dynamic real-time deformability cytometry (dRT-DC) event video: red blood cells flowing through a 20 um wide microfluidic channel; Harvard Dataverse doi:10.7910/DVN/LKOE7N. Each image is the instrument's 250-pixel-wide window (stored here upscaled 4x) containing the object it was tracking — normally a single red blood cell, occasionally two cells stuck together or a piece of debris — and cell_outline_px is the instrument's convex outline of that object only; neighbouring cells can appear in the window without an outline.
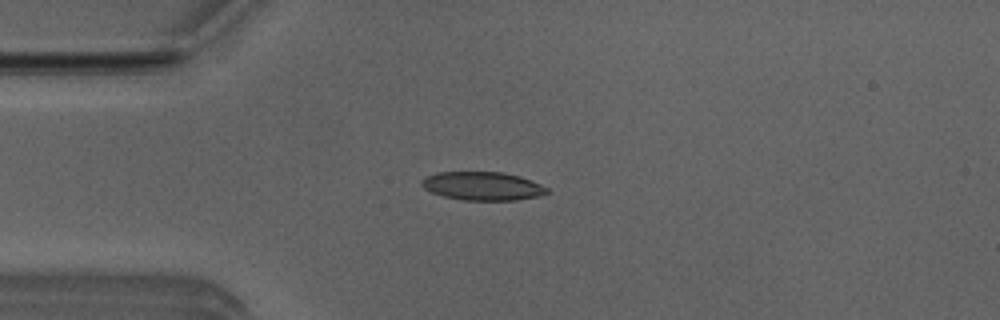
{"species": "Egyptian fruit bat (a non-hibernating species)", "species_latin": "Rousettus aegyptiacus", "temperature_condition": "room temperature", "stored_images_in_passage": 9, "camera_frame_rate_fps": 3000, "um_per_image_px": 0.085, "animal": {"sex": "male"}, "frame": {"image": 1, "passage_image": 3, "time_ms": 0.667, "image_size_px": [1000, 320], "cell_outline_px": [[552, 192], [536, 196], [516, 200], [460, 200], [444, 196], [432, 192], [424, 188], [420, 184], [420, 180], [436, 172], [504, 172], [520, 176], [540, 184], [548, 188]], "centroid_in_image_um": [41.02, 15.81], "position_along_channel_um": 44.0, "area_um2": 20.81}}
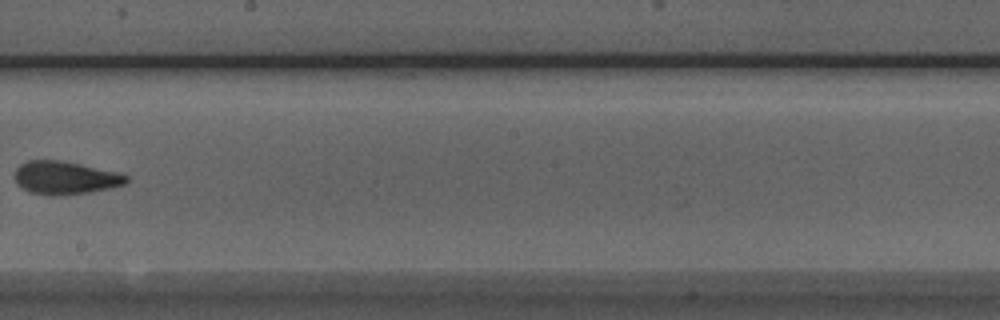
{"frame": {"image": 2, "passage_image": 8, "time_ms": 2.333, "image_size_px": [1000, 320], "cell_outline_px": [[128, 180], [124, 184], [108, 188], [88, 192], [52, 196], [28, 192], [16, 184], [16, 168], [20, 164], [28, 160], [60, 160], [120, 172], [128, 176]], "centroid_in_image_um": [5.52, 15.1], "position_along_channel_um": 242.7, "area_um2": 21.44}}
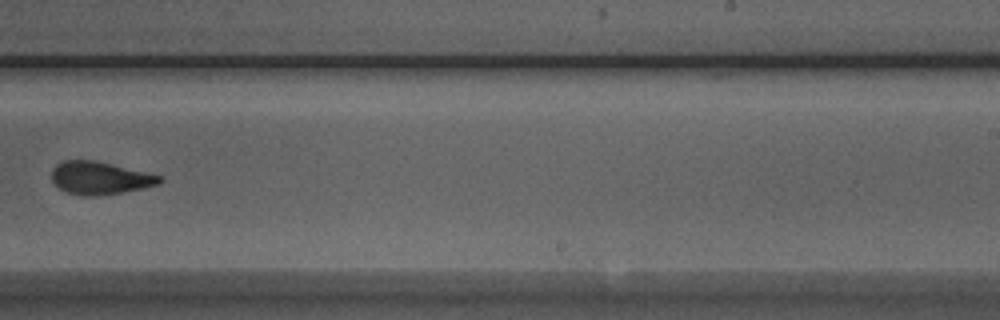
{"frame": {"image": 3, "passage_image": 9, "time_ms": 2.667, "image_size_px": [1000, 320], "cell_outline_px": [[164, 180], [160, 184], [144, 188], [100, 196], [80, 196], [64, 192], [52, 184], [52, 168], [60, 160], [96, 160], [164, 176]], "centroid_in_image_um": [8.48, 15.13], "position_along_channel_um": 280.5, "area_um2": 21.21}}